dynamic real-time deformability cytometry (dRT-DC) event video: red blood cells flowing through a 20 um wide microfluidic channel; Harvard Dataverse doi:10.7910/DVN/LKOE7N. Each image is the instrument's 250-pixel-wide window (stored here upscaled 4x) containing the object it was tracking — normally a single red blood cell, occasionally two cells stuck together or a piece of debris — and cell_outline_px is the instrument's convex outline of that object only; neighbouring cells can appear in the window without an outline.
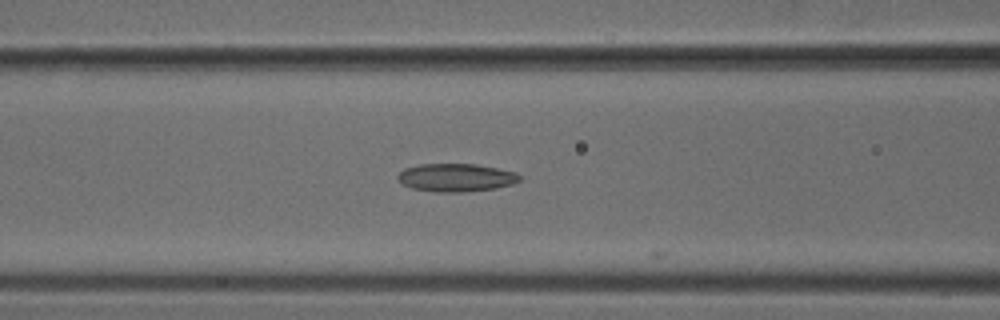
{"species": "common noctule bat (a hibernating species)", "species_latin": "Nyctalus noctula", "temperature_condition": "cold", "stored_images_in_passage": 30, "camera_frame_rate_fps": 3000, "um_per_image_px": 0.085, "animal": {"sex": "male", "body_mass_g": 18.8}, "frame": {"image": 1, "passage_image": 5, "time_ms": 1.333, "image_size_px": [1000, 320], "cell_outline_px": [[520, 180], [512, 184], [496, 188], [460, 192], [436, 192], [412, 188], [400, 184], [396, 176], [404, 168], [420, 164], [476, 164], [516, 172], [520, 176]], "centroid_in_image_um": [38.72, 15.09], "position_along_channel_um": 127.9, "area_um2": 19.94}}
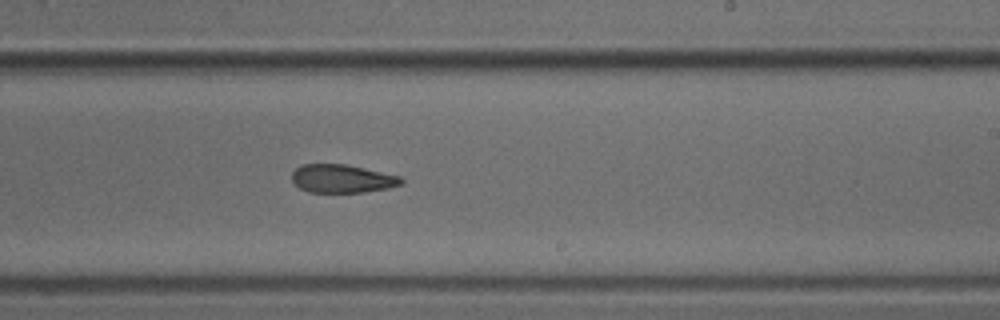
{"frame": {"image": 2, "passage_image": 15, "time_ms": 4.667, "image_size_px": [1000, 320], "cell_outline_px": [[404, 184], [388, 188], [364, 192], [308, 192], [300, 188], [292, 180], [292, 172], [300, 164], [344, 164], [400, 176], [404, 180]], "centroid_in_image_um": [29.08, 15.19], "position_along_channel_um": 259.9, "area_um2": 17.98}}
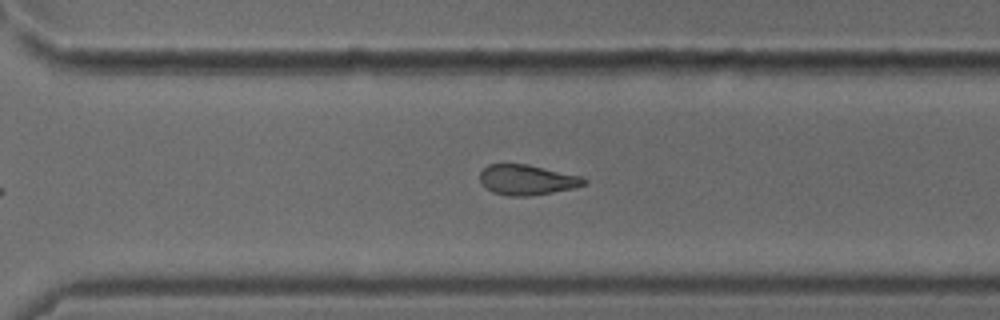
{"frame": {"image": 3, "passage_image": 20, "time_ms": 6.333, "image_size_px": [1000, 320], "cell_outline_px": [[588, 184], [576, 188], [528, 196], [508, 196], [492, 192], [484, 188], [480, 180], [480, 172], [488, 164], [528, 164], [580, 176], [588, 180]], "centroid_in_image_um": [44.8, 15.29], "position_along_channel_um": 325.8, "area_um2": 18.5}}